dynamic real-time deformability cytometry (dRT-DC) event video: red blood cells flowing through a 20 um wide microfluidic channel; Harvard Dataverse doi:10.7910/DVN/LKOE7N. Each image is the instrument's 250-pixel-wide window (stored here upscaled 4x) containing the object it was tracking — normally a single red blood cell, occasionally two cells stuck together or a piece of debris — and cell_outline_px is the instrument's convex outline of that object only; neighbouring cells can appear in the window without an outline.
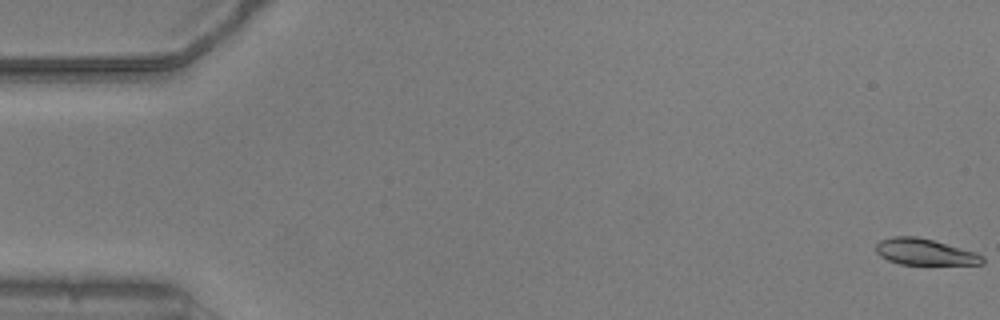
{"species": "common noctule bat (a hibernating species)", "species_latin": "Nyctalus noctula", "temperature_condition": "warm", "stored_images_in_passage": 16, "camera_frame_rate_fps": 3000, "um_per_image_px": 0.085, "animal": {"sex": "male", "body_mass_g": 20.5, "forearm_length_mm": 52.5}, "frame": {"image": 1, "passage_image": 1, "time_ms": 0.0, "image_size_px": [1000, 320], "cell_outline_px": [[984, 264], [900, 264], [888, 260], [880, 256], [876, 252], [876, 244], [880, 240], [892, 236], [916, 236], [932, 240], [976, 252], [984, 256]], "centroid_in_image_um": [78.6, 21.41], "position_along_channel_um": 6.4, "area_um2": 16.24}}
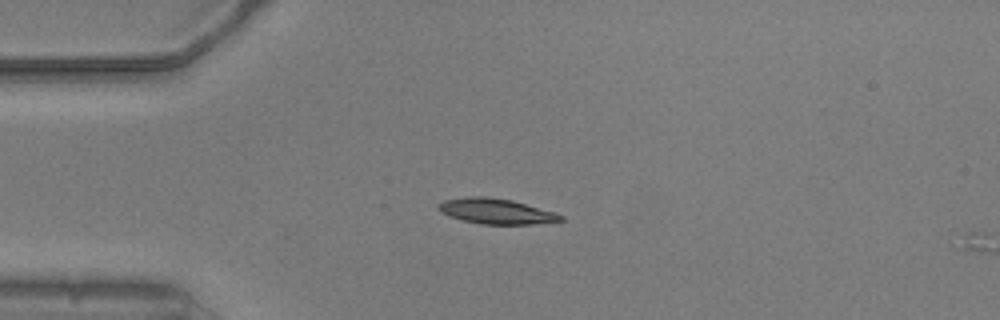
{"frame": {"image": 2, "passage_image": 14, "time_ms": 4.333, "image_size_px": [1000, 320], "cell_outline_px": [[564, 220], [532, 224], [480, 224], [448, 216], [440, 212], [436, 208], [436, 204], [444, 200], [468, 196], [484, 196], [512, 200], [556, 212], [564, 216]], "centroid_in_image_um": [42.14, 17.95], "position_along_channel_um": 42.9, "area_um2": 18.21}}